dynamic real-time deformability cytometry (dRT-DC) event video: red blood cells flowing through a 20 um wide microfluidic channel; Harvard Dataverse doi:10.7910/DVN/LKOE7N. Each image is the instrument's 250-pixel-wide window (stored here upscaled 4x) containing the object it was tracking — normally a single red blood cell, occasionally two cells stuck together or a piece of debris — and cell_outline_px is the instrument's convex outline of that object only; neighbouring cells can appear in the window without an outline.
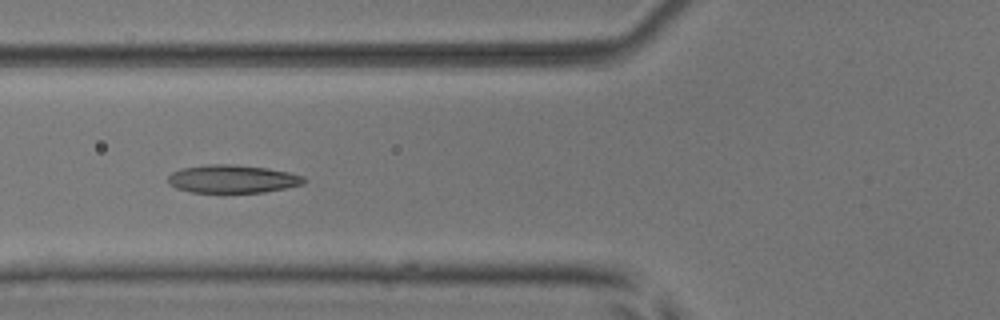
{"species": "common noctule bat (a hibernating species)", "species_latin": "Nyctalus noctula", "temperature_condition": "room temperature", "stored_images_in_passage": 6, "camera_frame_rate_fps": 3000, "um_per_image_px": 0.085, "animal": {"sex": "male", "body_mass_g": 17.9, "forearm_length_mm": 54.2}, "frame": {"image": 1, "passage_image": 6, "time_ms": 6.0, "image_size_px": [1000, 320], "cell_outline_px": [[304, 184], [264, 192], [192, 192], [176, 188], [168, 180], [168, 176], [172, 172], [180, 168], [208, 164], [232, 164], [268, 168], [288, 172], [304, 176]], "centroid_in_image_um": [19.75, 15.2], "position_along_channel_um": 106.0, "area_um2": 22.08}}